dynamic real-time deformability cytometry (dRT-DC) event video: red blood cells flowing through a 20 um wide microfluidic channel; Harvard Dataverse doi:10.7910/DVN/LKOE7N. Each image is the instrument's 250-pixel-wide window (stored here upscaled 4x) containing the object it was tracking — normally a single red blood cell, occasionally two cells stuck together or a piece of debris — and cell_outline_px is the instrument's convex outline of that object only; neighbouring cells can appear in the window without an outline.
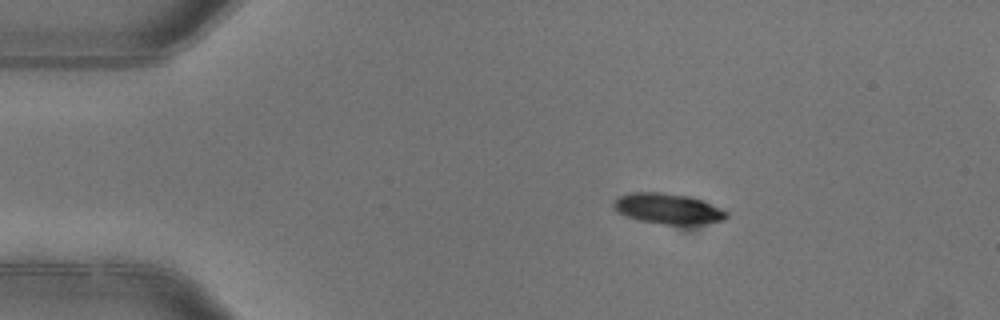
{"species": "common noctule bat (a hibernating species)", "species_latin": "Nyctalus noctula", "temperature_condition": "warm", "stored_images_in_passage": 4, "camera_frame_rate_fps": 3000, "um_per_image_px": 0.085, "animal": {"sex": "female"}, "frame": {"image": 1, "passage_image": 1, "time_ms": 0.0, "image_size_px": [1000, 320], "cell_outline_px": [[728, 216], [724, 220], [696, 224], [660, 224], [640, 220], [624, 216], [616, 212], [612, 208], [612, 204], [620, 196], [632, 192], [664, 192], [688, 196], [700, 200], [720, 208], [728, 212]], "centroid_in_image_um": [56.72, 17.73], "position_along_channel_um": 28.3, "area_um2": 20.0}}